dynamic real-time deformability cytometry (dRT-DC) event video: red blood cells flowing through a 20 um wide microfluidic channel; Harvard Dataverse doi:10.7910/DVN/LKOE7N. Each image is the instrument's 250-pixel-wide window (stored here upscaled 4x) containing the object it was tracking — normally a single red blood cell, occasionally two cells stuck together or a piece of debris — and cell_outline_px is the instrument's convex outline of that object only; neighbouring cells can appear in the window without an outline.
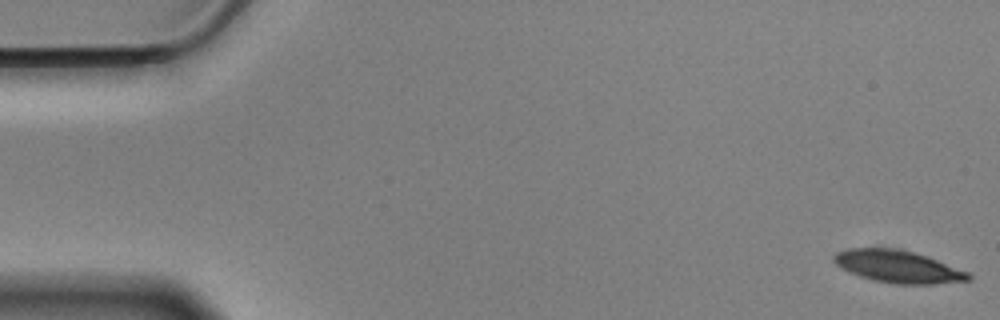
{"species": "Egyptian fruit bat (a non-hibernating species)", "species_latin": "Rousettus aegyptiacus", "temperature_condition": "cold", "stored_images_in_passage": 16, "camera_frame_rate_fps": 3000, "um_per_image_px": 0.085, "animal": {"sex": "male"}, "frame": {"image": 1, "passage_image": 1, "time_ms": 0.0, "image_size_px": [1000, 320], "cell_outline_px": [[972, 280], [932, 284], [892, 284], [872, 280], [860, 276], [836, 264], [832, 260], [832, 256], [836, 252], [848, 248], [896, 248], [928, 256], [968, 272], [972, 276]], "centroid_in_image_um": [76.34, 22.66], "position_along_channel_um": 8.7, "area_um2": 25.32}}
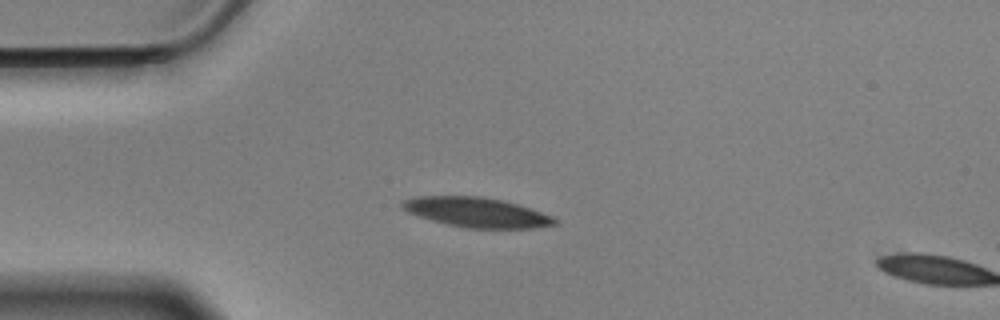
{"frame": {"image": 2, "passage_image": 14, "time_ms": 4.333, "image_size_px": [1000, 320], "cell_outline_px": [[556, 224], [532, 228], [468, 228], [448, 224], [432, 220], [408, 212], [400, 208], [400, 204], [404, 200], [416, 196], [480, 196], [504, 200], [552, 216], [556, 220]], "centroid_in_image_um": [40.47, 18.04], "position_along_channel_um": 44.5, "area_um2": 26.13}}